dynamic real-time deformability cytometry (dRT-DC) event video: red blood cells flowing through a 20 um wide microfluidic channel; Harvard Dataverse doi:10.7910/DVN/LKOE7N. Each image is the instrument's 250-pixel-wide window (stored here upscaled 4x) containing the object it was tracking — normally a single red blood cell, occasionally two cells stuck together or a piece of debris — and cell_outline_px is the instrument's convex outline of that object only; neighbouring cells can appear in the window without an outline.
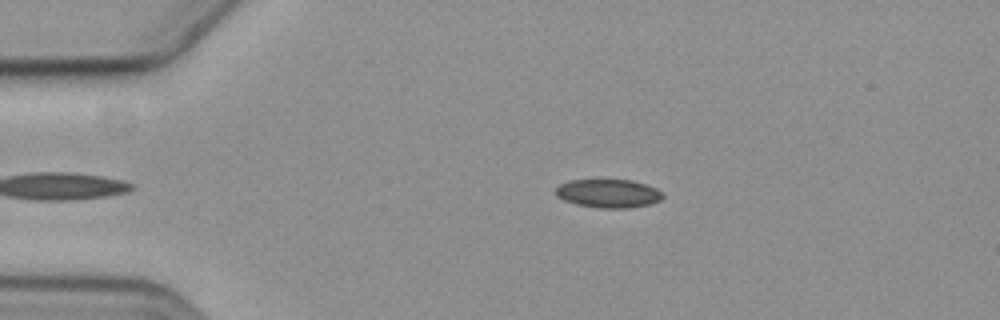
{"species": "common noctule bat (a hibernating species)", "species_latin": "Nyctalus noctula", "temperature_condition": "cold", "stored_images_in_passage": 2, "camera_frame_rate_fps": 3000, "um_per_image_px": 0.085, "animal": {"sex": "female", "body_mass_g": 19.3, "forearm_length_mm": 54.1}, "frame": {"image": 1, "passage_image": 1, "time_ms": 0.0, "image_size_px": [1000, 320], "cell_outline_px": [[664, 196], [660, 200], [648, 204], [628, 208], [600, 208], [576, 204], [564, 200], [556, 196], [556, 188], [560, 184], [568, 180], [632, 180], [656, 188]], "centroid_in_image_um": [51.68, 16.44], "position_along_channel_um": 33.3, "area_um2": 17.63}}